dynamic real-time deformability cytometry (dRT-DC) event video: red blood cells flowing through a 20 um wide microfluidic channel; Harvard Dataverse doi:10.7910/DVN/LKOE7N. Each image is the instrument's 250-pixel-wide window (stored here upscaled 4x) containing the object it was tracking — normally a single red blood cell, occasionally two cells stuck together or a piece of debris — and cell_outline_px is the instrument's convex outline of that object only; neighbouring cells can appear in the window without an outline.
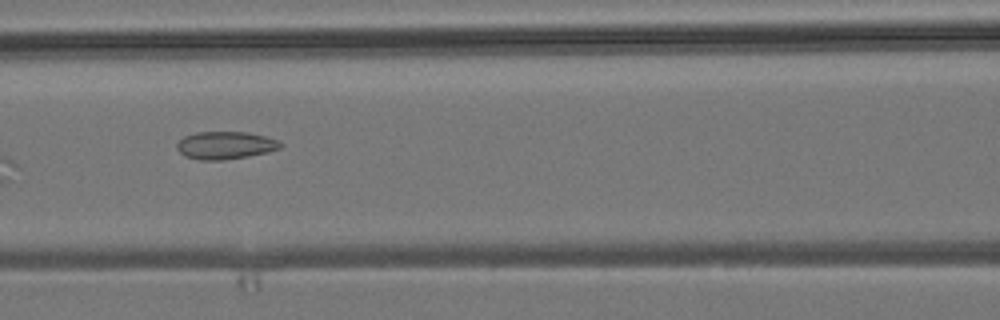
{"species": "common noctule bat (a hibernating species)", "species_latin": "Nyctalus noctula", "temperature_condition": "room temperature", "stored_images_in_passage": 9, "camera_frame_rate_fps": 3000, "um_per_image_px": 0.085, "animal": {"sex": "male", "body_mass_g": 19.2, "forearm_length_mm": 51.8}, "frame": {"image": 1, "passage_image": 7, "time_ms": 7.0, "image_size_px": [1000, 320], "cell_outline_px": [[284, 144], [280, 148], [268, 152], [248, 156], [224, 160], [200, 160], [184, 156], [176, 148], [176, 144], [184, 136], [196, 132], [248, 132], [280, 140]], "centroid_in_image_um": [19.17, 12.35], "position_along_channel_um": 147.4, "area_um2": 16.82}}
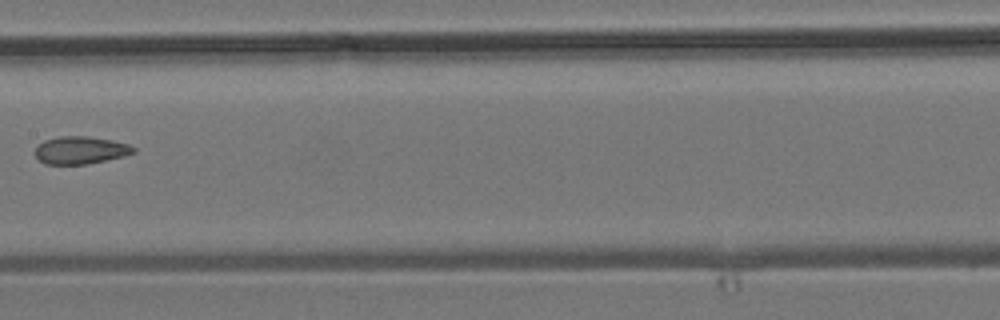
{"frame": {"image": 2, "passage_image": 8, "time_ms": 8.333, "image_size_px": [1000, 320], "cell_outline_px": [[136, 152], [124, 156], [88, 164], [44, 164], [36, 156], [36, 148], [44, 140], [60, 136], [88, 136], [112, 140], [128, 144], [136, 148]], "centroid_in_image_um": [6.87, 12.76], "position_along_channel_um": 200.5, "area_um2": 15.78}}
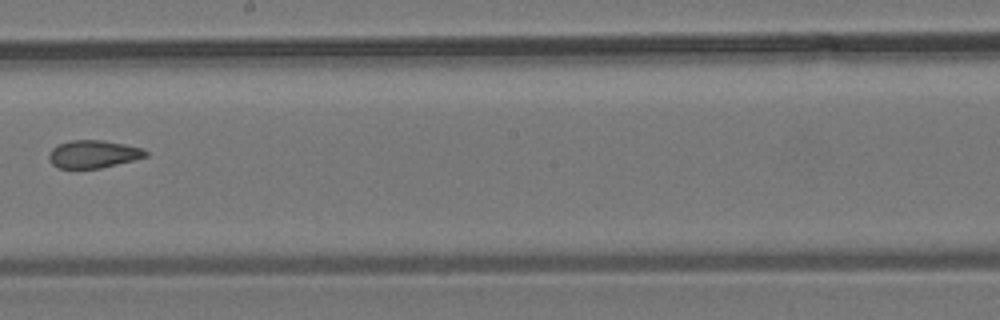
{"frame": {"image": 3, "passage_image": 9, "time_ms": 9.333, "image_size_px": [1000, 320], "cell_outline_px": [[148, 156], [100, 168], [60, 168], [52, 164], [48, 160], [48, 152], [56, 144], [72, 140], [104, 140], [144, 148], [148, 152]], "centroid_in_image_um": [7.9, 13.08], "position_along_channel_um": 240.3, "area_um2": 15.72}}